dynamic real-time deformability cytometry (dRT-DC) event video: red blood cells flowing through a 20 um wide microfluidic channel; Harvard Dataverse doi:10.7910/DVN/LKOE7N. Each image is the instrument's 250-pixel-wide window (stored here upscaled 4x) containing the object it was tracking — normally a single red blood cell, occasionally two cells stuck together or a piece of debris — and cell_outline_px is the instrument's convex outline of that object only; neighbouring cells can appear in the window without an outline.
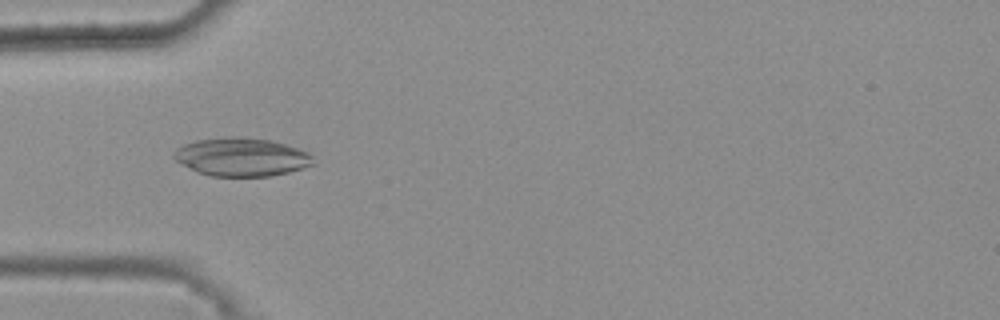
{"species": "common noctule bat (a hibernating species)", "species_latin": "Nyctalus noctula", "temperature_condition": "warm", "stored_images_in_passage": 42, "camera_frame_rate_fps": 3000, "um_per_image_px": 0.085, "animal": {"sex": "female", "body_mass_g": 25.1}, "frame": {"image": 1, "passage_image": 15, "time_ms": 4.667, "image_size_px": [1000, 320], "cell_outline_px": [[316, 164], [288, 172], [272, 176], [212, 176], [196, 172], [176, 160], [172, 156], [176, 148], [184, 144], [196, 140], [232, 136], [240, 136], [272, 140], [308, 152], [312, 156]], "centroid_in_image_um": [20.53, 13.34], "position_along_channel_um": 64.5, "area_um2": 31.21}}
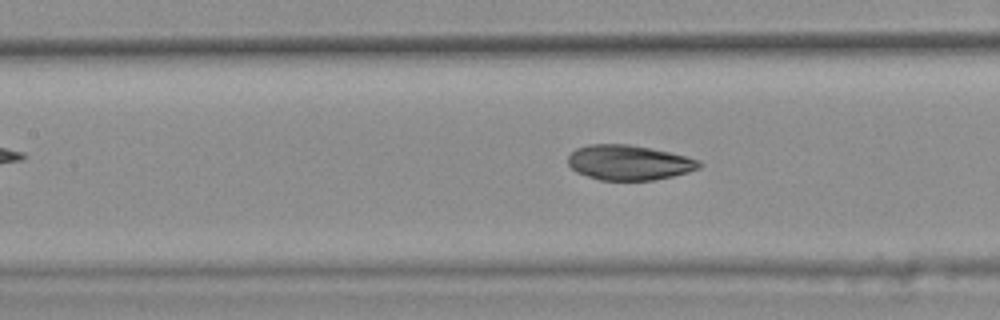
{"frame": {"image": 2, "passage_image": 22, "time_ms": 7.0, "image_size_px": [1000, 320], "cell_outline_px": [[700, 168], [688, 172], [672, 176], [652, 180], [600, 180], [576, 172], [568, 164], [568, 156], [576, 148], [588, 144], [628, 144], [668, 152], [700, 160]], "centroid_in_image_um": [53.42, 13.82], "position_along_channel_um": 154.0, "area_um2": 26.53}}
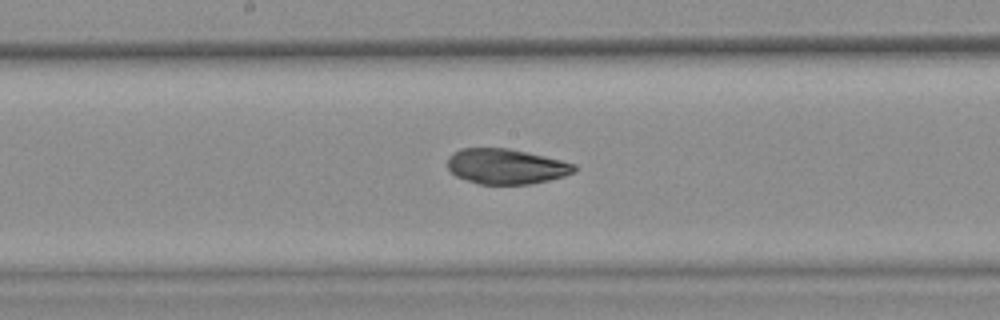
{"frame": {"image": 3, "passage_image": 26, "time_ms": 8.333, "image_size_px": [1000, 320], "cell_outline_px": [[576, 172], [564, 176], [532, 184], [480, 184], [456, 176], [448, 168], [448, 156], [452, 152], [460, 148], [508, 148], [528, 152], [576, 164]], "centroid_in_image_um": [43.02, 14.14], "position_along_channel_um": 205.2, "area_um2": 26.07}, "authors_computed_cell_mechanics": {"area_um2": 27.744, "velocity_mm_per_s": 3.8539, "shape_relaxation_time_tau1_ms": 6.8142, "shape_relaxation_time_tau2_ms": null, "deformation_change_tau1": 0.0762, "deformation_change_tau2": null}}